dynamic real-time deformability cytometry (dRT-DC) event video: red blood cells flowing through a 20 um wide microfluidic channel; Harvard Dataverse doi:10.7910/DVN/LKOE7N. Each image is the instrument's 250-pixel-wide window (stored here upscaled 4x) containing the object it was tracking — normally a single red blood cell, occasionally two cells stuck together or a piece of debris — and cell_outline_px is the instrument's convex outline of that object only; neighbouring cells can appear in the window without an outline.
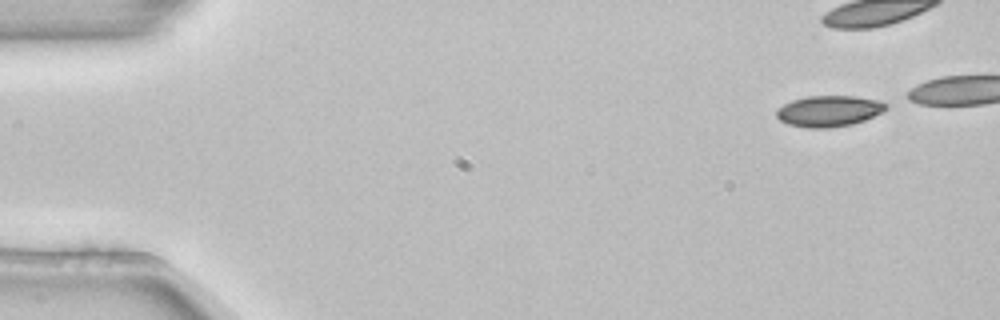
{"species": "common noctule bat (a hibernating species)", "species_latin": "Nyctalus noctula", "temperature_condition": "room temperature", "stored_images_in_passage": 4, "camera_frame_rate_fps": 3000, "um_per_image_px": 0.085, "animal": {"sex": "female", "body_mass_g": 22.7, "forearm_length_mm": 54.2}, "frame": {"image": 1, "passage_image": 1, "time_ms": 0.0, "image_size_px": [1000, 320], "cell_outline_px": [[888, 108], [884, 112], [864, 120], [852, 124], [828, 128], [808, 128], [788, 124], [780, 120], [776, 116], [776, 108], [792, 100], [808, 96], [856, 96], [880, 100], [888, 104]], "centroid_in_image_um": [70.48, 9.43], "position_along_channel_um": 14.5, "area_um2": 20.0}}